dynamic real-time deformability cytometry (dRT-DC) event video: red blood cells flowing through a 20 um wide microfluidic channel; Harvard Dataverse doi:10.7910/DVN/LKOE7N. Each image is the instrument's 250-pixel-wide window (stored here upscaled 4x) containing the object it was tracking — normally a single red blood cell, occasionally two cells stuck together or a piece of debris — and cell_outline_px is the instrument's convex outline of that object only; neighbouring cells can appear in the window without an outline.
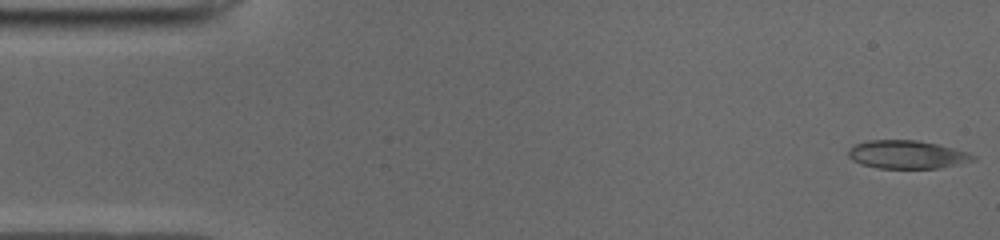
{"species": "common noctule bat (a hibernating species)", "species_latin": "Nyctalus noctula", "temperature_condition": "cold", "stored_images_in_passage": 50, "camera_frame_rate_fps": 3000, "um_per_image_px": 0.085, "animal": {"sex": "male", "body_mass_g": 19.0, "forearm_length_mm": 50.8}, "frame": {"image": 1, "passage_image": 1, "time_ms": 0.0, "image_size_px": [1000, 240], "cell_outline_px": [[976, 160], [940, 168], [880, 168], [860, 164], [852, 160], [848, 156], [848, 148], [856, 144], [868, 140], [916, 140], [936, 144], [968, 152], [976, 156]], "centroid_in_image_um": [77.08, 13.14], "position_along_channel_um": 7.9, "area_um2": 20.46}}
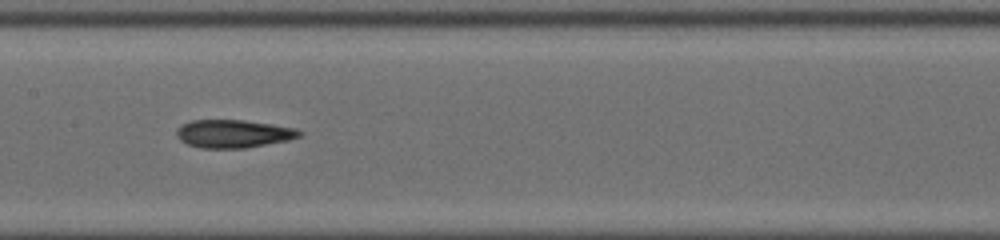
{"frame": {"image": 2, "passage_image": 24, "time_ms": 7.667, "image_size_px": [1000, 240], "cell_outline_px": [[304, 132], [300, 136], [288, 140], [244, 148], [200, 148], [188, 144], [180, 140], [176, 136], [176, 128], [192, 120], [240, 120], [272, 124], [296, 128]], "centroid_in_image_um": [19.83, 11.36], "position_along_channel_um": 187.6, "area_um2": 20.0}}
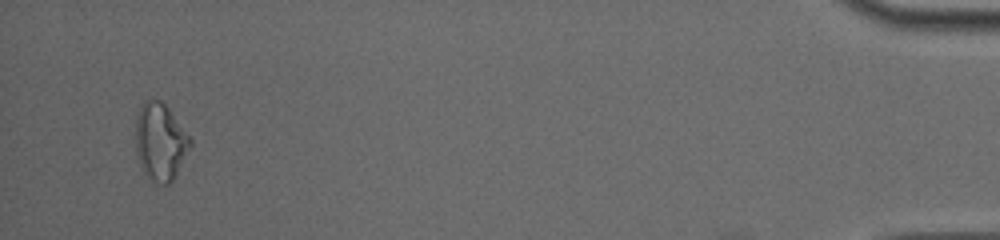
{"frame": {"image": 3, "passage_image": 48, "time_ms": 15.667, "image_size_px": [1000, 240], "cell_outline_px": [[192, 144], [172, 180], [168, 184], [160, 184], [144, 172], [136, 156], [136, 120], [140, 108], [144, 100], [160, 100], [168, 108], [192, 140]], "centroid_in_image_um": [13.61, 12.03], "position_along_channel_um": 421.6, "area_um2": 23.99}, "authors_computed_cell_mechanics": {"area_um2": 20.2878, "velocity_mm_per_s": 3.9678, "shape_relaxation_time_tau1_ms": null, "shape_relaxation_time_tau2_ms": 4.4915, "deformation_change_tau1": null, "deformation_change_tau2": 0.1316}}